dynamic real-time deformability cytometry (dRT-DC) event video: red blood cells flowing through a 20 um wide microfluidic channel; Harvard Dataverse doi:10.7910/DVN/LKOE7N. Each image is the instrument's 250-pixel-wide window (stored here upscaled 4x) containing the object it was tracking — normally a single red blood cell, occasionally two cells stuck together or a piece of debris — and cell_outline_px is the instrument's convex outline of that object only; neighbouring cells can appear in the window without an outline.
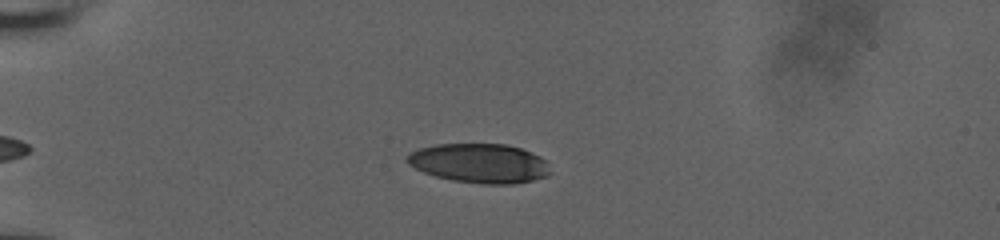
{"species": "human", "species_latin": "Homo sapiens", "temperature_condition": "room temperature", "stored_images_in_passage": 42, "camera_frame_rate_fps": 3000, "um_per_image_px": 0.085, "donor": {"sex": "male"}, "frame": {"image": 1, "passage_image": 3, "time_ms": 0.667, "image_size_px": [1000, 240], "cell_outline_px": [[552, 172], [548, 176], [516, 184], [480, 184], [452, 180], [436, 176], [424, 172], [408, 164], [404, 160], [404, 156], [408, 152], [420, 148], [436, 144], [504, 144], [520, 148], [532, 152], [540, 156], [544, 160]], "centroid_in_image_um": [40.74, 13.88], "position_along_channel_um": 44.3, "area_um2": 33.06}}
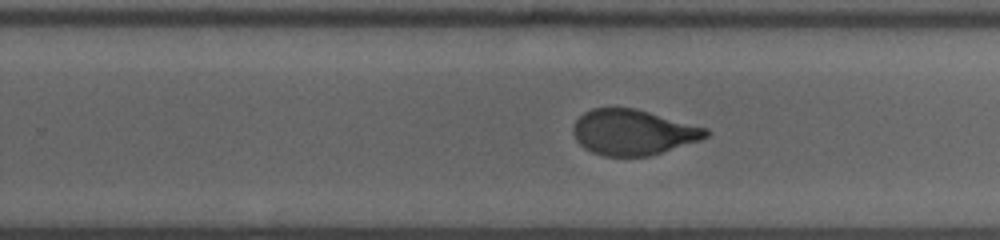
{"frame": {"image": 2, "passage_image": 24, "time_ms": 7.667, "image_size_px": [1000, 240], "cell_outline_px": [[712, 132], [708, 136], [700, 140], [648, 156], [604, 156], [592, 152], [584, 148], [576, 140], [572, 132], [572, 128], [576, 120], [584, 112], [592, 108], [636, 108], [708, 128]], "centroid_in_image_um": [53.81, 11.23], "position_along_channel_um": 276.0, "area_um2": 35.2}}
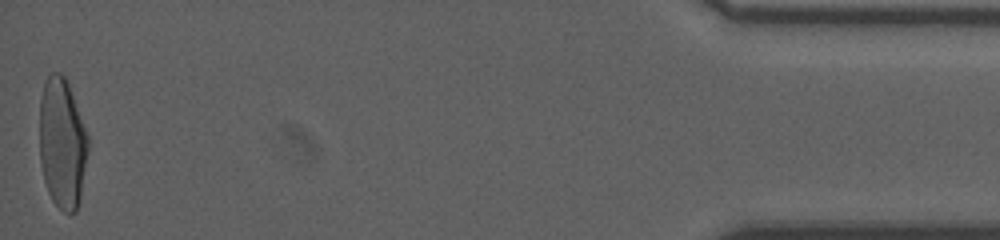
{"frame": {"image": 3, "passage_image": 42, "time_ms": 13.667, "image_size_px": [1000, 240], "cell_outline_px": [[88, 152], [80, 200], [76, 212], [64, 212], [52, 200], [48, 192], [44, 180], [40, 164], [40, 100], [44, 80], [52, 72], [60, 72], [64, 76], [68, 84], [88, 136]], "centroid_in_image_um": [5.28, 12.19], "position_along_channel_um": 429.9, "area_um2": 36.88}, "authors_computed_cell_mechanics": {"area_um2": 36.3851, "velocity_mm_per_s": 3.9546, "shape_relaxation_time_tau1_ms": 5.3148, "shape_relaxation_time_tau2_ms": 0.8794, "deformation_change_tau1": 0.1957, "deformation_change_tau2": 0.0688}}